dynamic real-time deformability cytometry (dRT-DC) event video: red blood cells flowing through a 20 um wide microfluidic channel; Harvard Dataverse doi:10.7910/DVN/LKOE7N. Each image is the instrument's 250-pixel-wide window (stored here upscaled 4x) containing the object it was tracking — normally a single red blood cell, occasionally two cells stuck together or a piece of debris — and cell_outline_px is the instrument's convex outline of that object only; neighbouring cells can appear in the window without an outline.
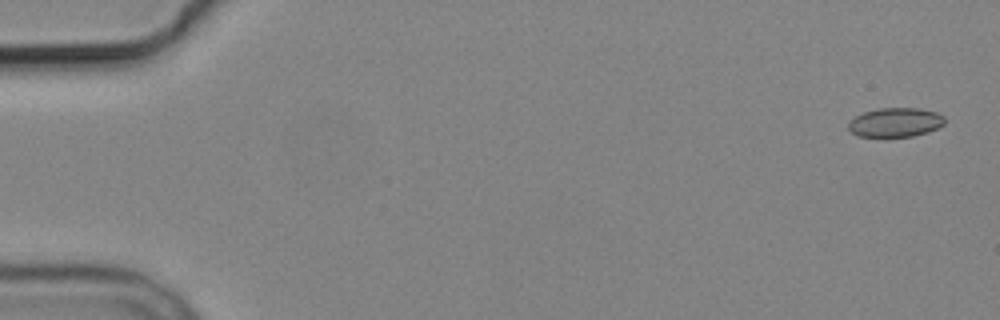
{"species": "common noctule bat (a hibernating species)", "species_latin": "Nyctalus noctula", "temperature_condition": "cold", "stored_images_in_passage": 5, "camera_frame_rate_fps": 3000, "um_per_image_px": 0.085, "animal": {"sex": "male", "body_mass_g": 19.2, "forearm_length_mm": 51.8}, "frame": {"image": 1, "passage_image": 1, "time_ms": 0.0, "image_size_px": [1000, 320], "cell_outline_px": [[944, 124], [928, 132], [912, 136], [856, 136], [848, 128], [848, 124], [856, 116], [864, 112], [880, 108], [920, 108], [936, 112], [944, 116]], "centroid_in_image_um": [76.12, 10.39], "position_along_channel_um": 8.9, "area_um2": 16.18}}
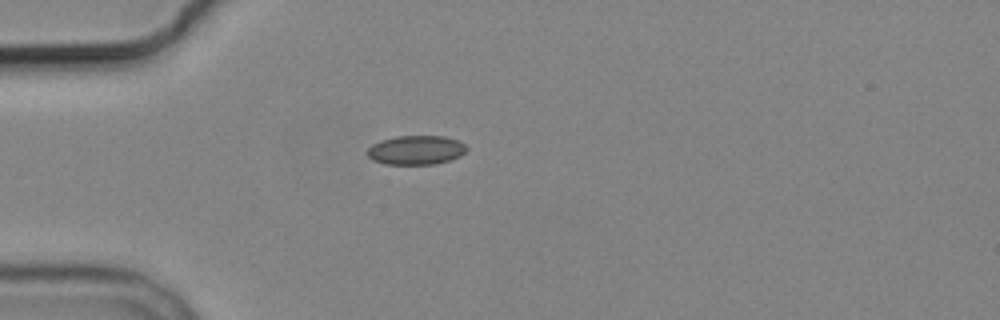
{"frame": {"image": 2, "passage_image": 4, "time_ms": 4.667, "image_size_px": [1000, 320], "cell_outline_px": [[468, 148], [460, 156], [452, 160], [436, 164], [384, 164], [372, 160], [368, 156], [368, 148], [372, 144], [380, 140], [396, 136], [444, 136], [460, 140]], "centroid_in_image_um": [35.38, 12.75], "position_along_channel_um": 49.6, "area_um2": 17.05}}